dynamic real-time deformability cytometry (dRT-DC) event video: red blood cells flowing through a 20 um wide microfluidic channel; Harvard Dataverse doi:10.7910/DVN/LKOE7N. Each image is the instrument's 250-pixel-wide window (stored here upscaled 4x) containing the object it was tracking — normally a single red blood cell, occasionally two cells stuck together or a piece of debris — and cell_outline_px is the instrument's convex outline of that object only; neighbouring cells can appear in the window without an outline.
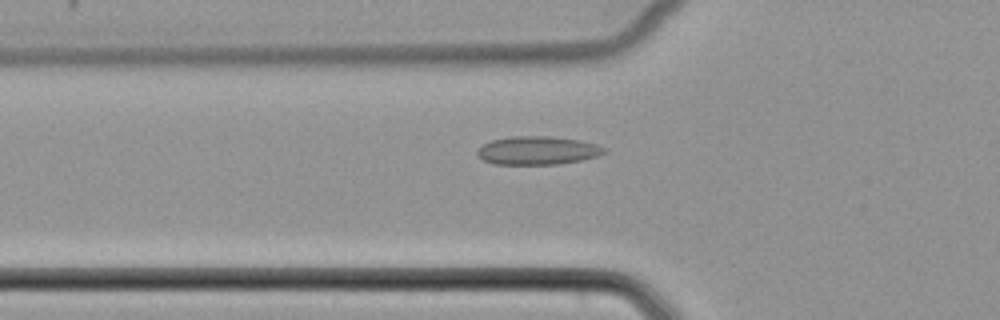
{"species": "common noctule bat (a hibernating species)", "species_latin": "Nyctalus noctula", "temperature_condition": "cold", "stored_images_in_passage": 52, "camera_frame_rate_fps": 3000, "um_per_image_px": 0.085, "animal": {"sex": "female", "body_mass_g": 22.7, "forearm_length_mm": 54.2}, "frame": {"image": 1, "passage_image": 19, "time_ms": 6.0, "image_size_px": [1000, 320], "cell_outline_px": [[608, 152], [596, 156], [580, 160], [560, 164], [492, 164], [476, 156], [476, 152], [484, 144], [492, 140], [512, 136], [548, 136], [576, 140], [596, 144], [604, 148]], "centroid_in_image_um": [45.66, 12.8], "position_along_channel_um": 80.1, "area_um2": 20.81}}
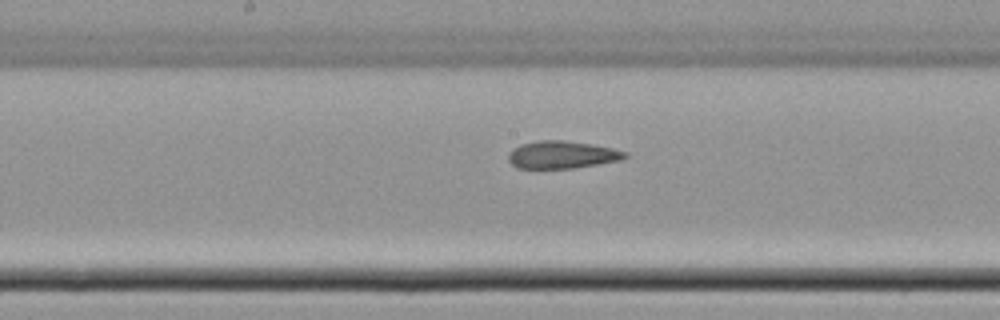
{"frame": {"image": 2, "passage_image": 28, "time_ms": 9.0, "image_size_px": [1000, 320], "cell_outline_px": [[628, 156], [620, 160], [576, 168], [516, 168], [508, 160], [508, 152], [512, 148], [520, 144], [540, 140], [564, 140], [592, 144], [612, 148], [628, 152]], "centroid_in_image_um": [47.75, 13.15], "position_along_channel_um": 200.4, "area_um2": 18.84}}
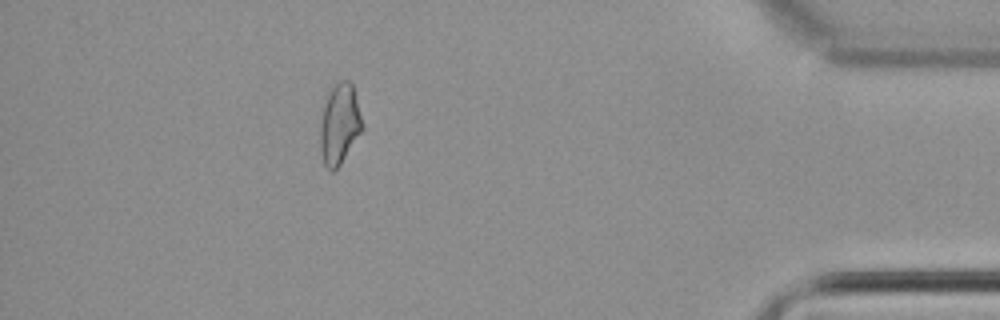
{"frame": {"image": 3, "passage_image": 47, "time_ms": 15.333, "image_size_px": [1000, 320], "cell_outline_px": [[364, 128], [340, 164], [332, 172], [324, 164], [320, 152], [320, 124], [328, 92], [340, 80], [348, 80], [352, 84]], "centroid_in_image_um": [28.85, 10.56], "position_along_channel_um": 406.3, "area_um2": 19.42}}